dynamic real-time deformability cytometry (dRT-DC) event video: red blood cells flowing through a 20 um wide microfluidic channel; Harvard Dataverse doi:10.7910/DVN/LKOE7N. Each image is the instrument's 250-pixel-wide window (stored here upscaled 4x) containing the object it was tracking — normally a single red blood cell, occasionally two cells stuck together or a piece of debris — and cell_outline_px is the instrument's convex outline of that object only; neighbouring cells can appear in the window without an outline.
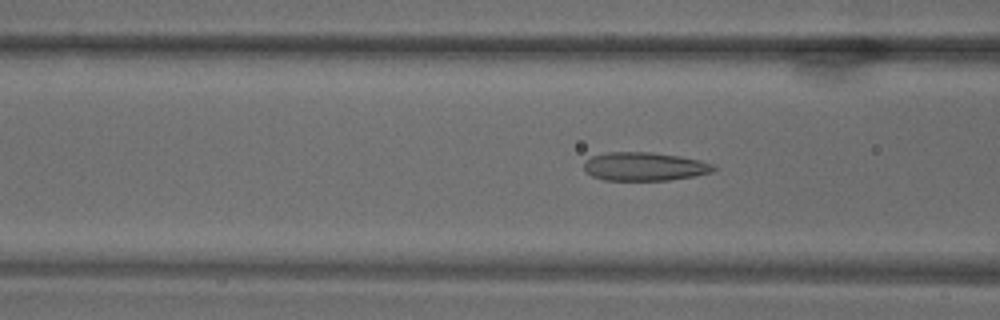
{"species": "common noctule bat (a hibernating species)", "species_latin": "Nyctalus noctula", "temperature_condition": "warm", "stored_images_in_passage": 72, "camera_frame_rate_fps": 3000, "um_per_image_px": 0.085, "animal": {"sex": "male", "body_mass_g": 18.8}, "frame": {"image": 1, "passage_image": 28, "time_ms": 9.0, "image_size_px": [1000, 320], "cell_outline_px": [[716, 168], [712, 172], [692, 176], [668, 180], [604, 180], [592, 176], [584, 168], [584, 160], [592, 156], [608, 152], [652, 152], [680, 156], [712, 164]], "centroid_in_image_um": [54.74, 14.15], "position_along_channel_um": 111.9, "area_um2": 21.33}}
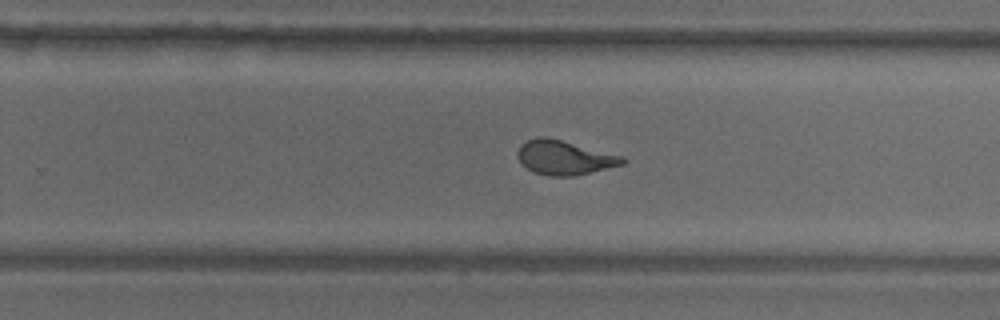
{"frame": {"image": 2, "passage_image": 46, "time_ms": 15.0, "image_size_px": [1000, 320], "cell_outline_px": [[628, 160], [624, 164], [608, 168], [572, 176], [548, 176], [532, 172], [520, 164], [516, 156], [516, 152], [520, 144], [536, 136], [548, 136], [624, 156]], "centroid_in_image_um": [47.93, 13.38], "position_along_channel_um": 281.9, "area_um2": 21.44}}
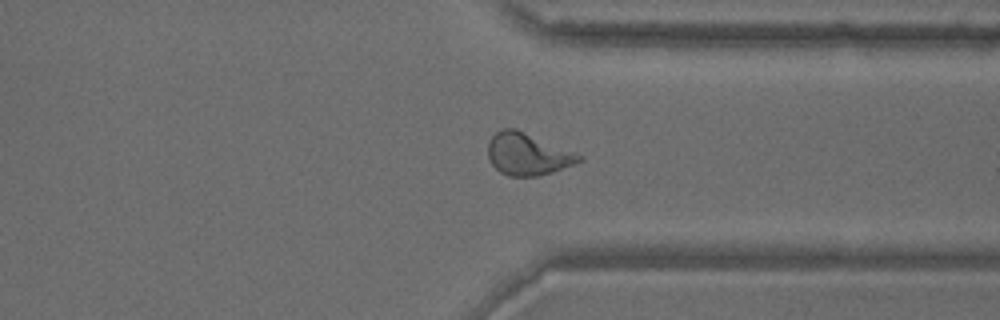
{"frame": {"image": 3, "passage_image": 55, "time_ms": 18.0, "image_size_px": [1000, 320], "cell_outline_px": [[584, 160], [552, 172], [536, 176], [508, 176], [500, 172], [492, 164], [488, 156], [488, 140], [500, 128], [516, 128], [576, 152], [584, 156]], "centroid_in_image_um": [44.85, 13.08], "position_along_channel_um": 366.5, "area_um2": 22.48}}